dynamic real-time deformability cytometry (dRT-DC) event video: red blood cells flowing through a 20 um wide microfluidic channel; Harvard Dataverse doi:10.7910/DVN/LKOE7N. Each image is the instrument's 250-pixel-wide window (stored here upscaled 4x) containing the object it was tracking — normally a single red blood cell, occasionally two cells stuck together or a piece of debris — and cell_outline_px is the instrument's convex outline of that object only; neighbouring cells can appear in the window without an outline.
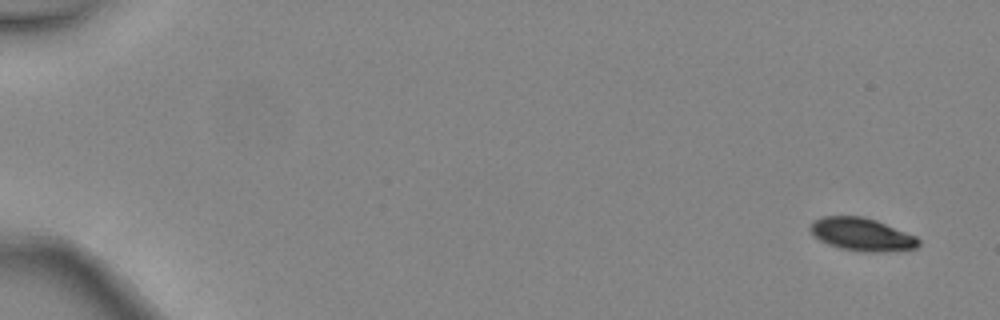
{"species": "common noctule bat (a hibernating species)", "species_latin": "Nyctalus noctula", "temperature_condition": "warm", "stored_images_in_passage": 5, "camera_frame_rate_fps": 3000, "um_per_image_px": 0.085, "animal": {"sex": "female", "body_mass_g": 24.6, "forearm_length_mm": 56.2}, "frame": {"image": 1, "passage_image": 1, "time_ms": 0.0, "image_size_px": [1000, 320], "cell_outline_px": [[920, 244], [916, 248], [884, 252], [864, 252], [840, 248], [828, 244], [820, 240], [812, 232], [812, 220], [824, 216], [864, 216], [876, 220], [916, 236], [920, 240]], "centroid_in_image_um": [73.29, 19.92], "position_along_channel_um": 11.7, "area_um2": 20.63}}
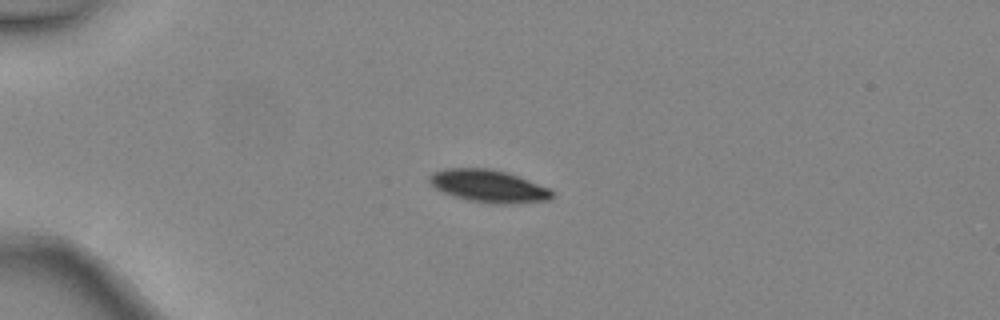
{"frame": {"image": 2, "passage_image": 4, "time_ms": 1.0, "image_size_px": [1000, 320], "cell_outline_px": [[552, 196], [548, 200], [508, 204], [488, 204], [468, 200], [444, 192], [436, 188], [428, 180], [428, 176], [432, 172], [444, 168], [488, 168], [504, 172], [552, 188]], "centroid_in_image_um": [41.52, 15.82], "position_along_channel_um": 43.5, "area_um2": 23.12}}